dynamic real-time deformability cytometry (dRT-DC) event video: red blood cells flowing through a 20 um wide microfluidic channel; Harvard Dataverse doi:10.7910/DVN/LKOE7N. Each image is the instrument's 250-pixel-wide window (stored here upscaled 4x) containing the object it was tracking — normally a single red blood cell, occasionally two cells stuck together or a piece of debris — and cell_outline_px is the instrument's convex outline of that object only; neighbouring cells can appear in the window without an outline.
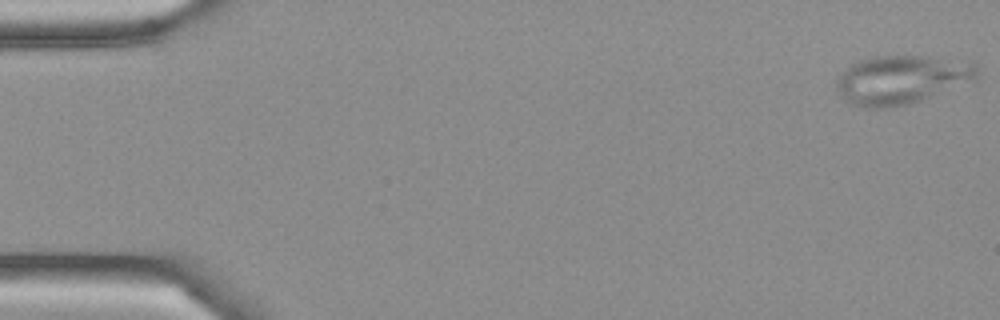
{"species": "Egyptian fruit bat (a non-hibernating species)", "species_latin": "Rousettus aegyptiacus", "temperature_condition": "cold", "stored_images_in_passage": 52, "camera_frame_rate_fps": 3000, "um_per_image_px": 0.085, "frame": {"image": 1, "passage_image": 1, "time_ms": 0.0, "image_size_px": [1000, 320], "cell_outline_px": [[976, 76], [920, 100], [908, 104], [880, 108], [864, 108], [848, 104], [840, 96], [836, 88], [836, 80], [852, 64], [860, 60], [876, 56], [924, 56], [972, 60], [976, 64]], "centroid_in_image_um": [76.54, 6.76], "position_along_channel_um": 8.5, "area_um2": 39.13}}